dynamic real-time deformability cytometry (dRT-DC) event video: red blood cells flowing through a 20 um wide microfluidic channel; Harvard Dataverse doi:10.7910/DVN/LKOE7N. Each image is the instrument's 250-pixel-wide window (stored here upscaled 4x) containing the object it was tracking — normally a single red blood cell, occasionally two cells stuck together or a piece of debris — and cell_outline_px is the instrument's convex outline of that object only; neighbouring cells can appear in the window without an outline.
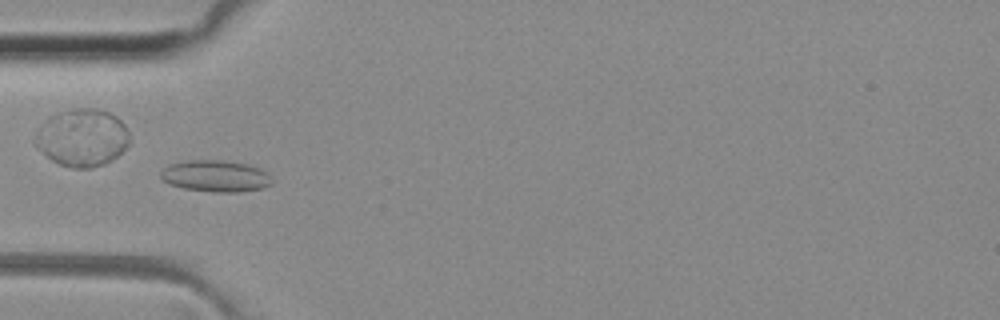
{"species": "common noctule bat (a hibernating species)", "species_latin": "Nyctalus noctula", "temperature_condition": "room temperature", "stored_images_in_passage": 38, "camera_frame_rate_fps": 3000, "um_per_image_px": 0.085, "animal": {"sex": "female", "body_mass_g": 29.2, "forearm_length_mm": 56.3}, "frame": {"image": 1, "passage_image": 6, "time_ms": 1.667, "image_size_px": [1000, 320], "cell_outline_px": [[272, 184], [264, 188], [240, 192], [216, 192], [184, 188], [168, 184], [160, 176], [160, 172], [168, 164], [188, 160], [220, 160], [248, 164], [260, 168], [268, 172], [272, 180]], "centroid_in_image_um": [18.35, 14.96], "position_along_channel_um": 66.7, "area_um2": 20.63}, "authors_computed_cell_mechanics": {"area_um2": 18.6694, "velocity_mm_per_s": 4.0493, "shape_relaxation_time_tau1_ms": null, "shape_relaxation_time_tau2_ms": 1.223, "deformation_change_tau1": null, "deformation_change_tau2": 0.0724}}